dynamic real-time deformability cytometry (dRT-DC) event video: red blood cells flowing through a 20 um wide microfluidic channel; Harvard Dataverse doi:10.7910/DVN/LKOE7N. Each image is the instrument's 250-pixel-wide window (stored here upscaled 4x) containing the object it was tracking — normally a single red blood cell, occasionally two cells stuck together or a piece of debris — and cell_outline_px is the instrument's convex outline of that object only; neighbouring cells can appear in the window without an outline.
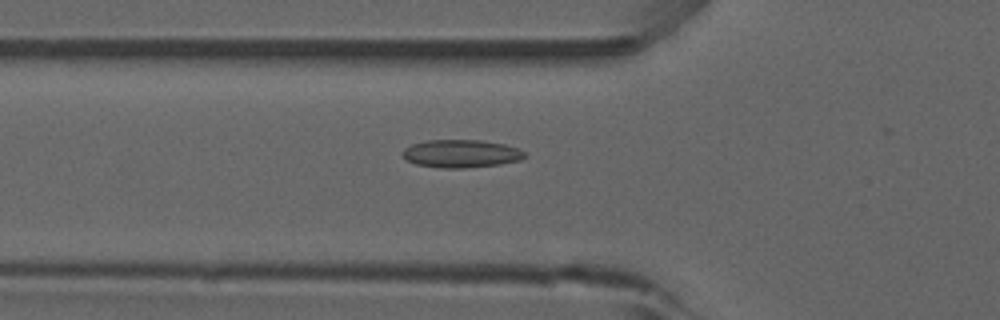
{"species": "common noctule bat (a hibernating species)", "species_latin": "Nyctalus noctula", "temperature_condition": "room temperature", "stored_images_in_passage": 52, "camera_frame_rate_fps": 3000, "um_per_image_px": 0.085, "animal": {"sex": "male", "forearm_length_mm": 52.5}, "frame": {"image": 1, "passage_image": 18, "time_ms": 5.667, "image_size_px": [1000, 320], "cell_outline_px": [[524, 156], [520, 160], [500, 164], [464, 168], [440, 168], [416, 164], [400, 156], [400, 152], [404, 148], [412, 144], [428, 140], [480, 140], [504, 144], [520, 148], [524, 152]], "centroid_in_image_um": [39.15, 13.06], "position_along_channel_um": 86.6, "area_um2": 19.94}}
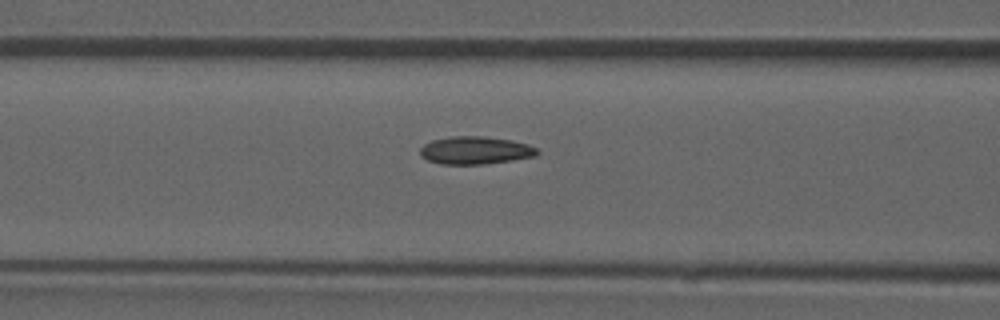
{"frame": {"image": 2, "passage_image": 21, "time_ms": 6.667, "image_size_px": [1000, 320], "cell_outline_px": [[540, 152], [536, 156], [512, 160], [484, 164], [440, 164], [428, 160], [420, 156], [420, 148], [424, 144], [432, 140], [452, 136], [484, 136], [512, 140], [528, 144], [536, 148]], "centroid_in_image_um": [40.4, 12.78], "position_along_channel_um": 126.2, "area_um2": 19.02}}
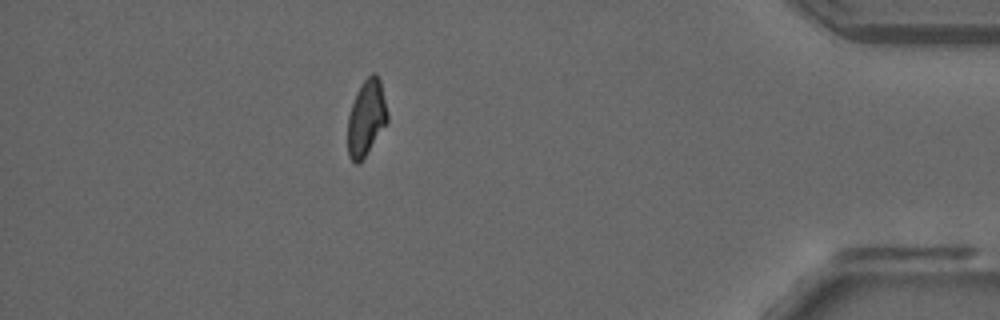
{"frame": {"image": 3, "passage_image": 46, "time_ms": 15.0, "image_size_px": [1000, 320], "cell_outline_px": [[388, 120], [360, 164], [356, 164], [348, 156], [348, 116], [352, 104], [364, 80], [372, 72], [376, 72], [380, 80], [388, 112]], "centroid_in_image_um": [31.14, 10.03], "position_along_channel_um": 404.1, "area_um2": 17.34}, "authors_computed_cell_mechanics": {"area_um2": 18.5249, "velocity_mm_per_s": 3.9015, "shape_relaxation_time_tau1_ms": null, "shape_relaxation_time_tau2_ms": 2.2465, "deformation_change_tau1": null, "deformation_change_tau2": 0.0861}}